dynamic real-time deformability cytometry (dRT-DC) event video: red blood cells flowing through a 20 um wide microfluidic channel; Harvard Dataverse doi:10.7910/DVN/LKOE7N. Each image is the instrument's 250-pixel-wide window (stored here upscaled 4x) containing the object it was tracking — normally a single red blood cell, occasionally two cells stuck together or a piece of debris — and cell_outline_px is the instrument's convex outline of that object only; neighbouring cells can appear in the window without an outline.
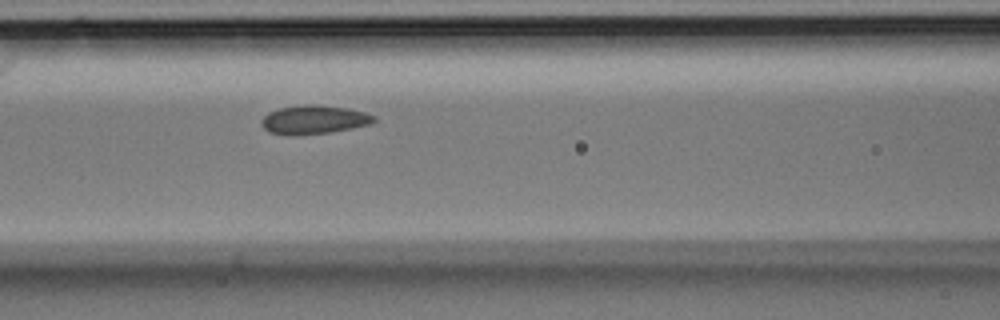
{"species": "Egyptian fruit bat (a non-hibernating species)", "species_latin": "Rousettus aegyptiacus", "temperature_condition": "room temperature", "stored_images_in_passage": 5, "camera_frame_rate_fps": 3000, "um_per_image_px": 0.085, "animal": {"sex": "male"}, "frame": {"image": 1, "passage_image": 5, "time_ms": 1.333, "image_size_px": [1000, 320], "cell_outline_px": [[376, 120], [372, 124], [332, 132], [296, 136], [288, 136], [268, 132], [260, 124], [260, 120], [268, 112], [280, 108], [304, 104], [316, 104], [344, 108], [364, 112], [376, 116]], "centroid_in_image_um": [26.65, 10.19], "position_along_channel_um": 139.9, "area_um2": 19.13}}